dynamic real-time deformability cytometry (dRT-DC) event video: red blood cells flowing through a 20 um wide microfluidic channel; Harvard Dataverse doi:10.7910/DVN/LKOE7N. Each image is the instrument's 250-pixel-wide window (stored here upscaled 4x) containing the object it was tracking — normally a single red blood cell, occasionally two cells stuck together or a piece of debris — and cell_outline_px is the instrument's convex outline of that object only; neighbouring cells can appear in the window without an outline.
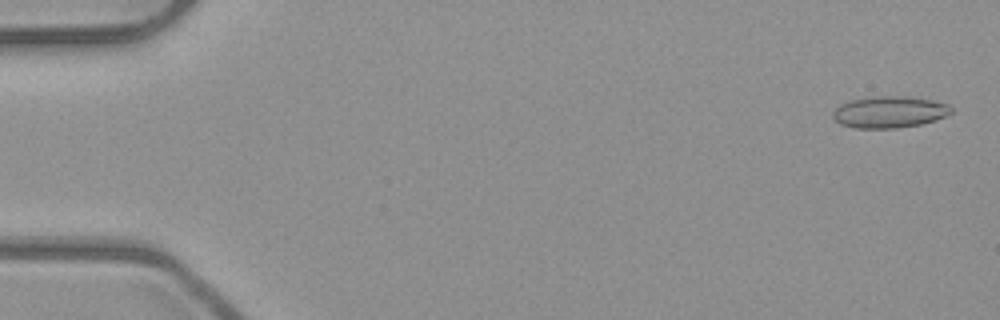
{"species": "common noctule bat (a hibernating species)", "species_latin": "Nyctalus noctula", "temperature_condition": "room temperature", "stored_images_in_passage": 6, "camera_frame_rate_fps": 3000, "um_per_image_px": 0.085, "animal": {"sex": "male", "body_mass_g": 23.1, "forearm_length_mm": 52.7}, "frame": {"image": 1, "passage_image": 1, "time_ms": 0.0, "image_size_px": [1000, 320], "cell_outline_px": [[952, 112], [936, 120], [920, 124], [896, 128], [856, 128], [840, 124], [832, 116], [832, 112], [840, 104], [852, 100], [880, 96], [904, 96], [932, 100], [948, 104], [952, 108]], "centroid_in_image_um": [75.6, 9.52], "position_along_channel_um": 9.4, "area_um2": 21.62}}
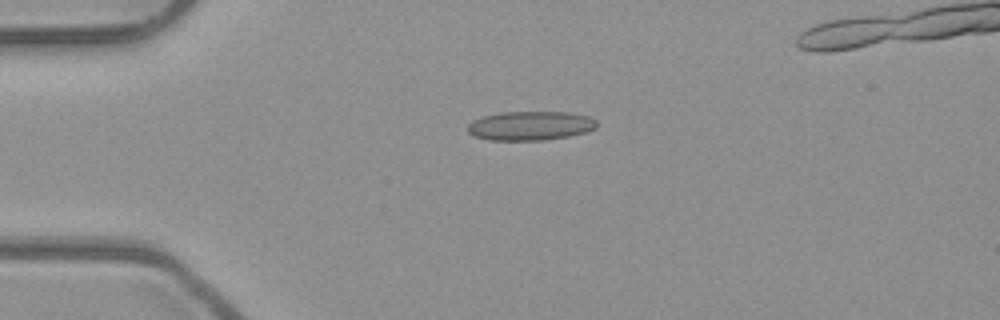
{"frame": {"image": 2, "passage_image": 4, "time_ms": 1.0, "image_size_px": [1000, 320], "cell_outline_px": [[596, 128], [584, 132], [568, 136], [544, 140], [488, 140], [472, 136], [468, 132], [468, 124], [472, 120], [484, 116], [504, 112], [568, 112], [588, 116], [596, 120]], "centroid_in_image_um": [45.05, 10.69], "position_along_channel_um": 40.0, "area_um2": 21.85}}